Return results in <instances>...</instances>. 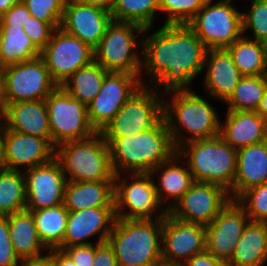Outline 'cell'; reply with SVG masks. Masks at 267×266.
Instances as JSON below:
<instances>
[{"mask_svg":"<svg viewBox=\"0 0 267 266\" xmlns=\"http://www.w3.org/2000/svg\"><path fill=\"white\" fill-rule=\"evenodd\" d=\"M168 93H173V97L171 102L164 99V119L176 150L194 140L219 136V116L205 98L192 89L166 92ZM183 130L190 134L188 139L183 136Z\"/></svg>","mask_w":267,"mask_h":266,"instance_id":"3","label":"cell"},{"mask_svg":"<svg viewBox=\"0 0 267 266\" xmlns=\"http://www.w3.org/2000/svg\"><path fill=\"white\" fill-rule=\"evenodd\" d=\"M64 205L68 211L114 207V180L67 182Z\"/></svg>","mask_w":267,"mask_h":266,"instance_id":"27","label":"cell"},{"mask_svg":"<svg viewBox=\"0 0 267 266\" xmlns=\"http://www.w3.org/2000/svg\"><path fill=\"white\" fill-rule=\"evenodd\" d=\"M120 177L121 174L114 177L116 218L139 220L158 219L166 216L168 210L158 199L155 179L151 177L150 173H126L125 177L123 176L121 179ZM129 178L132 181L129 182Z\"/></svg>","mask_w":267,"mask_h":266,"instance_id":"8","label":"cell"},{"mask_svg":"<svg viewBox=\"0 0 267 266\" xmlns=\"http://www.w3.org/2000/svg\"><path fill=\"white\" fill-rule=\"evenodd\" d=\"M249 221L244 208L236 200L229 201L215 219L205 226L206 251L226 264Z\"/></svg>","mask_w":267,"mask_h":266,"instance_id":"17","label":"cell"},{"mask_svg":"<svg viewBox=\"0 0 267 266\" xmlns=\"http://www.w3.org/2000/svg\"><path fill=\"white\" fill-rule=\"evenodd\" d=\"M9 237L19 260L40 257L49 250L41 241L32 213L28 210L7 216Z\"/></svg>","mask_w":267,"mask_h":266,"instance_id":"29","label":"cell"},{"mask_svg":"<svg viewBox=\"0 0 267 266\" xmlns=\"http://www.w3.org/2000/svg\"><path fill=\"white\" fill-rule=\"evenodd\" d=\"M103 138L109 146L115 175L150 173L177 152L164 118L152 130L134 136Z\"/></svg>","mask_w":267,"mask_h":266,"instance_id":"2","label":"cell"},{"mask_svg":"<svg viewBox=\"0 0 267 266\" xmlns=\"http://www.w3.org/2000/svg\"><path fill=\"white\" fill-rule=\"evenodd\" d=\"M75 266H92L95 256V244L65 247L62 249Z\"/></svg>","mask_w":267,"mask_h":266,"instance_id":"44","label":"cell"},{"mask_svg":"<svg viewBox=\"0 0 267 266\" xmlns=\"http://www.w3.org/2000/svg\"><path fill=\"white\" fill-rule=\"evenodd\" d=\"M5 72L6 66L0 62V110L4 106Z\"/></svg>","mask_w":267,"mask_h":266,"instance_id":"50","label":"cell"},{"mask_svg":"<svg viewBox=\"0 0 267 266\" xmlns=\"http://www.w3.org/2000/svg\"><path fill=\"white\" fill-rule=\"evenodd\" d=\"M20 266H53L51 258V249L49 253L36 258L20 260Z\"/></svg>","mask_w":267,"mask_h":266,"instance_id":"48","label":"cell"},{"mask_svg":"<svg viewBox=\"0 0 267 266\" xmlns=\"http://www.w3.org/2000/svg\"><path fill=\"white\" fill-rule=\"evenodd\" d=\"M40 56L41 51L23 28L0 26V62L3 65L7 67Z\"/></svg>","mask_w":267,"mask_h":266,"instance_id":"30","label":"cell"},{"mask_svg":"<svg viewBox=\"0 0 267 266\" xmlns=\"http://www.w3.org/2000/svg\"><path fill=\"white\" fill-rule=\"evenodd\" d=\"M53 266H75L71 258L59 248L51 249Z\"/></svg>","mask_w":267,"mask_h":266,"instance_id":"47","label":"cell"},{"mask_svg":"<svg viewBox=\"0 0 267 266\" xmlns=\"http://www.w3.org/2000/svg\"><path fill=\"white\" fill-rule=\"evenodd\" d=\"M82 2L104 9L111 13L116 0H81Z\"/></svg>","mask_w":267,"mask_h":266,"instance_id":"49","label":"cell"},{"mask_svg":"<svg viewBox=\"0 0 267 266\" xmlns=\"http://www.w3.org/2000/svg\"><path fill=\"white\" fill-rule=\"evenodd\" d=\"M51 143L81 140L96 133L88 120L87 106L58 86L45 98Z\"/></svg>","mask_w":267,"mask_h":266,"instance_id":"11","label":"cell"},{"mask_svg":"<svg viewBox=\"0 0 267 266\" xmlns=\"http://www.w3.org/2000/svg\"><path fill=\"white\" fill-rule=\"evenodd\" d=\"M204 70L205 90L224 103L243 77L227 49H207Z\"/></svg>","mask_w":267,"mask_h":266,"instance_id":"23","label":"cell"},{"mask_svg":"<svg viewBox=\"0 0 267 266\" xmlns=\"http://www.w3.org/2000/svg\"><path fill=\"white\" fill-rule=\"evenodd\" d=\"M58 85L41 57L6 67L4 104L45 100Z\"/></svg>","mask_w":267,"mask_h":266,"instance_id":"12","label":"cell"},{"mask_svg":"<svg viewBox=\"0 0 267 266\" xmlns=\"http://www.w3.org/2000/svg\"><path fill=\"white\" fill-rule=\"evenodd\" d=\"M4 162L8 170L25 171L51 162L55 158V146L45 138L6 129L2 124Z\"/></svg>","mask_w":267,"mask_h":266,"instance_id":"19","label":"cell"},{"mask_svg":"<svg viewBox=\"0 0 267 266\" xmlns=\"http://www.w3.org/2000/svg\"><path fill=\"white\" fill-rule=\"evenodd\" d=\"M92 266H119L114 251L107 241L95 244Z\"/></svg>","mask_w":267,"mask_h":266,"instance_id":"45","label":"cell"},{"mask_svg":"<svg viewBox=\"0 0 267 266\" xmlns=\"http://www.w3.org/2000/svg\"><path fill=\"white\" fill-rule=\"evenodd\" d=\"M163 218H116L107 242L119 266H155L162 262Z\"/></svg>","mask_w":267,"mask_h":266,"instance_id":"4","label":"cell"},{"mask_svg":"<svg viewBox=\"0 0 267 266\" xmlns=\"http://www.w3.org/2000/svg\"><path fill=\"white\" fill-rule=\"evenodd\" d=\"M155 266H183V265H181V264H174V263H167V262H163L162 261V262L158 263Z\"/></svg>","mask_w":267,"mask_h":266,"instance_id":"54","label":"cell"},{"mask_svg":"<svg viewBox=\"0 0 267 266\" xmlns=\"http://www.w3.org/2000/svg\"><path fill=\"white\" fill-rule=\"evenodd\" d=\"M30 16L31 13L27 9L26 5L22 2V0H19L0 17V26L23 28L28 22Z\"/></svg>","mask_w":267,"mask_h":266,"instance_id":"43","label":"cell"},{"mask_svg":"<svg viewBox=\"0 0 267 266\" xmlns=\"http://www.w3.org/2000/svg\"><path fill=\"white\" fill-rule=\"evenodd\" d=\"M205 238L204 225L184 222L167 213L162 225L163 262L183 265L206 250Z\"/></svg>","mask_w":267,"mask_h":266,"instance_id":"16","label":"cell"},{"mask_svg":"<svg viewBox=\"0 0 267 266\" xmlns=\"http://www.w3.org/2000/svg\"><path fill=\"white\" fill-rule=\"evenodd\" d=\"M183 266H226V264L205 250L191 257Z\"/></svg>","mask_w":267,"mask_h":266,"instance_id":"46","label":"cell"},{"mask_svg":"<svg viewBox=\"0 0 267 266\" xmlns=\"http://www.w3.org/2000/svg\"><path fill=\"white\" fill-rule=\"evenodd\" d=\"M144 30L137 23L112 20L93 50L94 61L108 72H126L141 77L142 56L137 51L142 52V42L138 44L136 39Z\"/></svg>","mask_w":267,"mask_h":266,"instance_id":"7","label":"cell"},{"mask_svg":"<svg viewBox=\"0 0 267 266\" xmlns=\"http://www.w3.org/2000/svg\"><path fill=\"white\" fill-rule=\"evenodd\" d=\"M224 122L220 121L219 136L238 150L267 141V121L255 111H229Z\"/></svg>","mask_w":267,"mask_h":266,"instance_id":"24","label":"cell"},{"mask_svg":"<svg viewBox=\"0 0 267 266\" xmlns=\"http://www.w3.org/2000/svg\"><path fill=\"white\" fill-rule=\"evenodd\" d=\"M163 102L164 99L154 87L142 86L121 107L101 134L103 137H130L152 130L164 118Z\"/></svg>","mask_w":267,"mask_h":266,"instance_id":"10","label":"cell"},{"mask_svg":"<svg viewBox=\"0 0 267 266\" xmlns=\"http://www.w3.org/2000/svg\"><path fill=\"white\" fill-rule=\"evenodd\" d=\"M206 2L207 0H159V11L167 14L164 25H187Z\"/></svg>","mask_w":267,"mask_h":266,"instance_id":"37","label":"cell"},{"mask_svg":"<svg viewBox=\"0 0 267 266\" xmlns=\"http://www.w3.org/2000/svg\"><path fill=\"white\" fill-rule=\"evenodd\" d=\"M23 30L41 51L47 45L56 29L48 22L38 20L31 15L26 25H24Z\"/></svg>","mask_w":267,"mask_h":266,"instance_id":"41","label":"cell"},{"mask_svg":"<svg viewBox=\"0 0 267 266\" xmlns=\"http://www.w3.org/2000/svg\"><path fill=\"white\" fill-rule=\"evenodd\" d=\"M227 50L243 76L267 75V44L242 36Z\"/></svg>","mask_w":267,"mask_h":266,"instance_id":"31","label":"cell"},{"mask_svg":"<svg viewBox=\"0 0 267 266\" xmlns=\"http://www.w3.org/2000/svg\"><path fill=\"white\" fill-rule=\"evenodd\" d=\"M229 201H231L229 191L224 187L212 183L194 182L168 213L178 220L206 226Z\"/></svg>","mask_w":267,"mask_h":266,"instance_id":"15","label":"cell"},{"mask_svg":"<svg viewBox=\"0 0 267 266\" xmlns=\"http://www.w3.org/2000/svg\"><path fill=\"white\" fill-rule=\"evenodd\" d=\"M26 179V210H42L64 203L67 178L60 163L51 162L24 171Z\"/></svg>","mask_w":267,"mask_h":266,"instance_id":"18","label":"cell"},{"mask_svg":"<svg viewBox=\"0 0 267 266\" xmlns=\"http://www.w3.org/2000/svg\"><path fill=\"white\" fill-rule=\"evenodd\" d=\"M263 183H267V141L238 149L236 176L229 191L231 200Z\"/></svg>","mask_w":267,"mask_h":266,"instance_id":"25","label":"cell"},{"mask_svg":"<svg viewBox=\"0 0 267 266\" xmlns=\"http://www.w3.org/2000/svg\"><path fill=\"white\" fill-rule=\"evenodd\" d=\"M149 30L151 27L145 28L141 40L143 86L157 88V91L162 89L160 95L174 90H191V82L204 70L205 45L185 24L163 25L148 36ZM142 72L149 76L148 83L143 80Z\"/></svg>","mask_w":267,"mask_h":266,"instance_id":"1","label":"cell"},{"mask_svg":"<svg viewBox=\"0 0 267 266\" xmlns=\"http://www.w3.org/2000/svg\"><path fill=\"white\" fill-rule=\"evenodd\" d=\"M142 86L139 75L109 72L100 91L87 106L88 120L95 131L101 132Z\"/></svg>","mask_w":267,"mask_h":266,"instance_id":"14","label":"cell"},{"mask_svg":"<svg viewBox=\"0 0 267 266\" xmlns=\"http://www.w3.org/2000/svg\"><path fill=\"white\" fill-rule=\"evenodd\" d=\"M17 257L9 237L7 216H0V266H19Z\"/></svg>","mask_w":267,"mask_h":266,"instance_id":"42","label":"cell"},{"mask_svg":"<svg viewBox=\"0 0 267 266\" xmlns=\"http://www.w3.org/2000/svg\"><path fill=\"white\" fill-rule=\"evenodd\" d=\"M256 112L267 121V87Z\"/></svg>","mask_w":267,"mask_h":266,"instance_id":"51","label":"cell"},{"mask_svg":"<svg viewBox=\"0 0 267 266\" xmlns=\"http://www.w3.org/2000/svg\"><path fill=\"white\" fill-rule=\"evenodd\" d=\"M232 0H218L205 5L187 23L207 49H227L243 36L242 12Z\"/></svg>","mask_w":267,"mask_h":266,"instance_id":"9","label":"cell"},{"mask_svg":"<svg viewBox=\"0 0 267 266\" xmlns=\"http://www.w3.org/2000/svg\"><path fill=\"white\" fill-rule=\"evenodd\" d=\"M236 201L244 208L252 222H267V183L243 192Z\"/></svg>","mask_w":267,"mask_h":266,"instance_id":"38","label":"cell"},{"mask_svg":"<svg viewBox=\"0 0 267 266\" xmlns=\"http://www.w3.org/2000/svg\"><path fill=\"white\" fill-rule=\"evenodd\" d=\"M32 213L38 235L48 249L58 248L66 232L68 210L64 203L42 210H28Z\"/></svg>","mask_w":267,"mask_h":266,"instance_id":"33","label":"cell"},{"mask_svg":"<svg viewBox=\"0 0 267 266\" xmlns=\"http://www.w3.org/2000/svg\"><path fill=\"white\" fill-rule=\"evenodd\" d=\"M181 159L182 157L176 152L168 161L163 162L150 172L153 178L160 172L159 184L155 183V188L158 199L163 206V202L170 199L168 205L164 206L167 210L171 209L194 183L186 161L184 160L186 165L184 163L179 164L180 161L183 162Z\"/></svg>","mask_w":267,"mask_h":266,"instance_id":"26","label":"cell"},{"mask_svg":"<svg viewBox=\"0 0 267 266\" xmlns=\"http://www.w3.org/2000/svg\"><path fill=\"white\" fill-rule=\"evenodd\" d=\"M248 11L242 12L243 36L251 30L253 37L244 36L251 40L267 44V0H252Z\"/></svg>","mask_w":267,"mask_h":266,"instance_id":"39","label":"cell"},{"mask_svg":"<svg viewBox=\"0 0 267 266\" xmlns=\"http://www.w3.org/2000/svg\"><path fill=\"white\" fill-rule=\"evenodd\" d=\"M159 12V0H116L111 11L113 21L133 22L144 28L152 27Z\"/></svg>","mask_w":267,"mask_h":266,"instance_id":"36","label":"cell"},{"mask_svg":"<svg viewBox=\"0 0 267 266\" xmlns=\"http://www.w3.org/2000/svg\"><path fill=\"white\" fill-rule=\"evenodd\" d=\"M177 152L185 159L194 182L217 184L227 191L233 188L237 150L220 136L188 142Z\"/></svg>","mask_w":267,"mask_h":266,"instance_id":"6","label":"cell"},{"mask_svg":"<svg viewBox=\"0 0 267 266\" xmlns=\"http://www.w3.org/2000/svg\"><path fill=\"white\" fill-rule=\"evenodd\" d=\"M115 219V207L69 211L63 243L58 248L93 244L87 240L97 234L100 235L96 244L106 242Z\"/></svg>","mask_w":267,"mask_h":266,"instance_id":"21","label":"cell"},{"mask_svg":"<svg viewBox=\"0 0 267 266\" xmlns=\"http://www.w3.org/2000/svg\"><path fill=\"white\" fill-rule=\"evenodd\" d=\"M267 262V222L249 221L226 266H263Z\"/></svg>","mask_w":267,"mask_h":266,"instance_id":"28","label":"cell"},{"mask_svg":"<svg viewBox=\"0 0 267 266\" xmlns=\"http://www.w3.org/2000/svg\"><path fill=\"white\" fill-rule=\"evenodd\" d=\"M4 162V152H3V143H2V128L0 123V171L6 170Z\"/></svg>","mask_w":267,"mask_h":266,"instance_id":"53","label":"cell"},{"mask_svg":"<svg viewBox=\"0 0 267 266\" xmlns=\"http://www.w3.org/2000/svg\"><path fill=\"white\" fill-rule=\"evenodd\" d=\"M267 87V75L243 76L225 102L229 111H255Z\"/></svg>","mask_w":267,"mask_h":266,"instance_id":"35","label":"cell"},{"mask_svg":"<svg viewBox=\"0 0 267 266\" xmlns=\"http://www.w3.org/2000/svg\"><path fill=\"white\" fill-rule=\"evenodd\" d=\"M20 171H0V216L26 210V179Z\"/></svg>","mask_w":267,"mask_h":266,"instance_id":"34","label":"cell"},{"mask_svg":"<svg viewBox=\"0 0 267 266\" xmlns=\"http://www.w3.org/2000/svg\"><path fill=\"white\" fill-rule=\"evenodd\" d=\"M18 1L19 0H0V17Z\"/></svg>","mask_w":267,"mask_h":266,"instance_id":"52","label":"cell"},{"mask_svg":"<svg viewBox=\"0 0 267 266\" xmlns=\"http://www.w3.org/2000/svg\"><path fill=\"white\" fill-rule=\"evenodd\" d=\"M0 123L6 129L45 138L51 142L45 100L4 104L0 110Z\"/></svg>","mask_w":267,"mask_h":266,"instance_id":"22","label":"cell"},{"mask_svg":"<svg viewBox=\"0 0 267 266\" xmlns=\"http://www.w3.org/2000/svg\"><path fill=\"white\" fill-rule=\"evenodd\" d=\"M94 49L61 28L56 29L47 45L41 50L52 80L60 86L78 69L94 60Z\"/></svg>","mask_w":267,"mask_h":266,"instance_id":"13","label":"cell"},{"mask_svg":"<svg viewBox=\"0 0 267 266\" xmlns=\"http://www.w3.org/2000/svg\"><path fill=\"white\" fill-rule=\"evenodd\" d=\"M31 15L60 28L66 0H22Z\"/></svg>","mask_w":267,"mask_h":266,"instance_id":"40","label":"cell"},{"mask_svg":"<svg viewBox=\"0 0 267 266\" xmlns=\"http://www.w3.org/2000/svg\"><path fill=\"white\" fill-rule=\"evenodd\" d=\"M108 73L93 60L90 64L78 69L60 87L73 98L88 106L100 91Z\"/></svg>","mask_w":267,"mask_h":266,"instance_id":"32","label":"cell"},{"mask_svg":"<svg viewBox=\"0 0 267 266\" xmlns=\"http://www.w3.org/2000/svg\"><path fill=\"white\" fill-rule=\"evenodd\" d=\"M112 22L111 13L81 0H66L60 28L95 48Z\"/></svg>","mask_w":267,"mask_h":266,"instance_id":"20","label":"cell"},{"mask_svg":"<svg viewBox=\"0 0 267 266\" xmlns=\"http://www.w3.org/2000/svg\"><path fill=\"white\" fill-rule=\"evenodd\" d=\"M55 159L60 163L68 182L114 180L115 177L109 146L101 132L57 145Z\"/></svg>","mask_w":267,"mask_h":266,"instance_id":"5","label":"cell"}]
</instances>
